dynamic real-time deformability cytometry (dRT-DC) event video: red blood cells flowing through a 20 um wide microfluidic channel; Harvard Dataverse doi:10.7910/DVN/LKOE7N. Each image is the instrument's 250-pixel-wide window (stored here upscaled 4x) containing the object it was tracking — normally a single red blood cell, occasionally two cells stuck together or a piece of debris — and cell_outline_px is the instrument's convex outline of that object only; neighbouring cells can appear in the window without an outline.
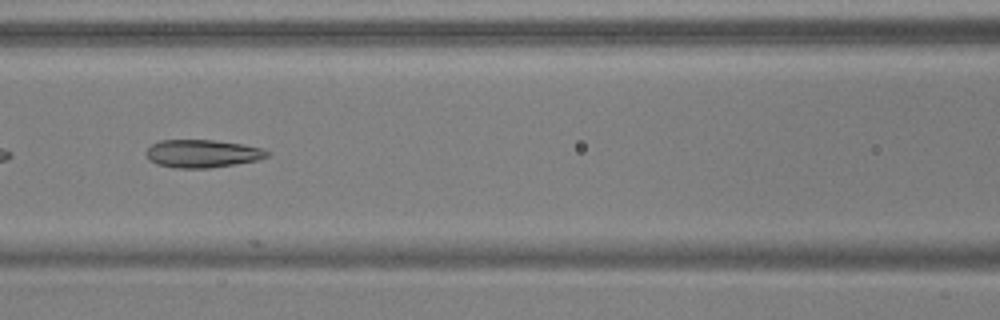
{"species": "common noctule bat (a hibernating species)", "species_latin": "Nyctalus noctula", "temperature_condition": "warm", "stored_images_in_passage": 42, "camera_frame_rate_fps": 3000, "um_per_image_px": 0.085, "animal": {"sex": "male", "body_mass_g": 17.9, "forearm_length_mm": 54.2}, "frame": {"image": 1, "passage_image": 13, "time_ms": 4.0, "image_size_px": [1000, 320], "cell_outline_px": [[268, 156], [256, 160], [236, 164], [208, 168], [176, 168], [156, 164], [148, 160], [148, 148], [152, 144], [160, 140], [216, 140], [244, 144], [260, 148], [268, 152]], "centroid_in_image_um": [17.18, 13.05], "position_along_channel_um": 149.4, "area_um2": 19.54}}
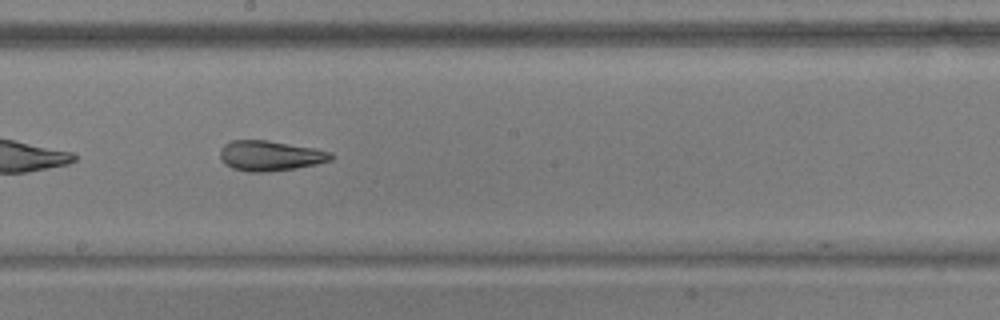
{"frame": {"image": 2, "passage_image": 19, "time_ms": 6.0, "image_size_px": [1000, 320], "cell_outline_px": [[336, 156], [332, 160], [316, 164], [296, 168], [268, 172], [248, 172], [232, 168], [224, 164], [220, 156], [220, 148], [224, 144], [232, 140], [268, 140], [316, 148], [332, 152]], "centroid_in_image_um": [22.99, 13.23], "position_along_channel_um": 225.2, "area_um2": 19.83}, "authors_computed_cell_mechanics": {"area_um2": 20.6635, "velocity_mm_per_s": 3.7964, "shape_relaxation_time_tau1_ms": 5.6776, "shape_relaxation_time_tau2_ms": 2.2335, "deformation_change_tau1": 0.1881, "deformation_change_tau2": 0.1141}}